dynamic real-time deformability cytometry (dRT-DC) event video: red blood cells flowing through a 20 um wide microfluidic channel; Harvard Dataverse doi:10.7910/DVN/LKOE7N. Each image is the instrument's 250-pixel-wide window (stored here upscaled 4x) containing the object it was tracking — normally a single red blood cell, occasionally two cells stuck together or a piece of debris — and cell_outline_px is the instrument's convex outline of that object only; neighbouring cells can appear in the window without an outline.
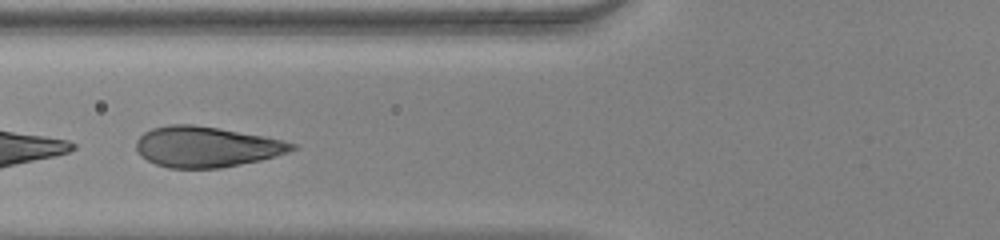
{"species": "human", "species_latin": "Homo sapiens", "temperature_condition": "warm", "stored_images_in_passage": 34, "camera_frame_rate_fps": 3000, "um_per_image_px": 0.085, "donor": {"sex": "female"}, "frame": {"image": 1, "passage_image": 11, "time_ms": 3.333, "image_size_px": [1000, 240], "cell_outline_px": [[300, 148], [288, 152], [260, 160], [220, 168], [168, 168], [156, 164], [140, 156], [136, 148], [136, 140], [144, 132], [152, 128], [172, 124], [192, 124], [264, 136], [296, 144]], "centroid_in_image_um": [17.52, 12.48], "position_along_channel_um": 108.3, "area_um2": 36.65}}
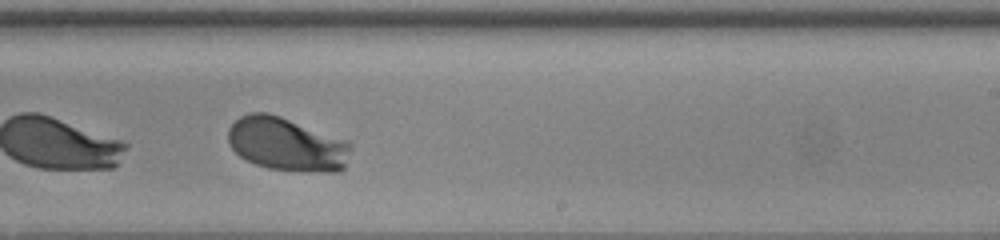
{"frame": {"image": 2, "passage_image": 23, "time_ms": 7.333, "image_size_px": [1000, 240], "cell_outline_px": [[352, 144], [344, 168], [340, 172], [300, 172], [268, 168], [256, 164], [240, 156], [228, 144], [228, 128], [240, 116], [252, 112], [268, 112], [280, 116], [348, 140]], "centroid_in_image_um": [24.39, 12.27], "position_along_channel_um": 264.6, "area_um2": 38.55}}
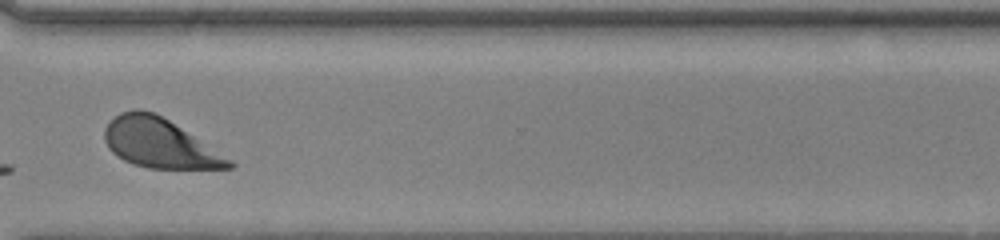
{"frame": {"image": 3, "passage_image": 30, "time_ms": 9.667, "image_size_px": [1000, 240], "cell_outline_px": [[236, 164], [232, 168], [148, 168], [132, 164], [116, 156], [108, 148], [104, 140], [104, 128], [120, 112], [136, 108], [140, 108], [152, 112], [168, 120], [232, 160]], "centroid_in_image_um": [13.51, 12.17], "position_along_channel_um": 357.1, "area_um2": 35.32}, "authors_computed_cell_mechanics": {"area_um2": 37.8301, "velocity_mm_per_s": 3.9228, "shape_relaxation_time_tau1_ms": 2.3229, "shape_relaxation_time_tau2_ms": null, "deformation_change_tau1": 0.1791, "deformation_change_tau2": null}}